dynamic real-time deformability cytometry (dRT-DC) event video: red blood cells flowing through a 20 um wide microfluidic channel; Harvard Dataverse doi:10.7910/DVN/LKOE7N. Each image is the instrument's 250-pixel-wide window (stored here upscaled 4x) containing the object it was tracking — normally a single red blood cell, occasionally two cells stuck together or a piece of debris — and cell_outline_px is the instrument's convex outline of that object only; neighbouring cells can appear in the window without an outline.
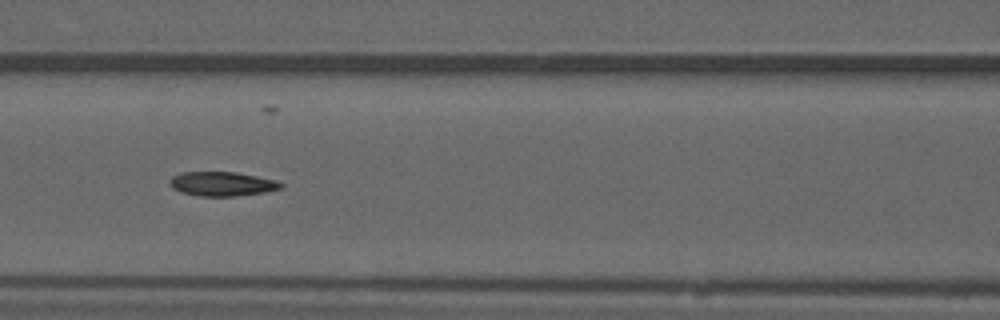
{"species": "common noctule bat (a hibernating species)", "species_latin": "Nyctalus noctula", "temperature_condition": "warm", "stored_images_in_passage": 53, "camera_frame_rate_fps": 3000, "um_per_image_px": 0.085, "animal": {"sex": "male", "forearm_length_mm": 52.5}, "frame": {"image": 1, "passage_image": 23, "time_ms": 7.333, "image_size_px": [1000, 320], "cell_outline_px": [[284, 188], [264, 192], [236, 196], [200, 196], [180, 192], [172, 188], [168, 184], [168, 180], [172, 176], [180, 172], [236, 172], [276, 180], [284, 184]], "centroid_in_image_um": [18.85, 15.63], "position_along_channel_um": 147.7, "area_um2": 15.9}, "authors_computed_cell_mechanics": {"area_um2": 16.0684, "velocity_mm_per_s": 3.8674, "shape_relaxation_time_tau1_ms": null, "shape_relaxation_time_tau2_ms": 5.7539, "deformation_change_tau1": null, "deformation_change_tau2": 0.111}}